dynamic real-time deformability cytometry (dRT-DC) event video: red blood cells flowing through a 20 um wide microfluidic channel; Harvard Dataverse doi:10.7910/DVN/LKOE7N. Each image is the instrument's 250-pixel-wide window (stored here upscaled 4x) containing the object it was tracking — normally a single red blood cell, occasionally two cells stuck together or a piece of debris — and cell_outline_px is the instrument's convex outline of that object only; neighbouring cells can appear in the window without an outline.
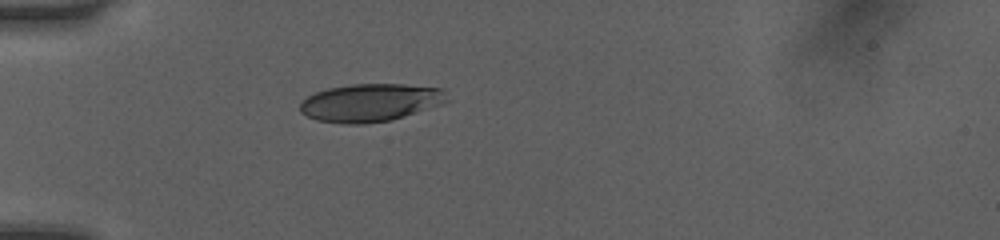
{"species": "human", "species_latin": "Homo sapiens", "temperature_condition": "room temperature", "stored_images_in_passage": 1, "camera_frame_rate_fps": 3000, "um_per_image_px": 0.085, "donor": {"sex": "female"}, "frame": {"image": 1, "passage_image": 1, "time_ms": 0.0, "image_size_px": [1000, 240], "cell_outline_px": [[448, 100], [444, 104], [392, 120], [364, 124], [348, 124], [316, 120], [300, 112], [300, 104], [308, 96], [316, 92], [328, 88], [352, 84], [404, 84], [444, 88]], "centroid_in_image_um": [31.52, 8.72], "position_along_channel_um": 53.5, "area_um2": 32.6}}